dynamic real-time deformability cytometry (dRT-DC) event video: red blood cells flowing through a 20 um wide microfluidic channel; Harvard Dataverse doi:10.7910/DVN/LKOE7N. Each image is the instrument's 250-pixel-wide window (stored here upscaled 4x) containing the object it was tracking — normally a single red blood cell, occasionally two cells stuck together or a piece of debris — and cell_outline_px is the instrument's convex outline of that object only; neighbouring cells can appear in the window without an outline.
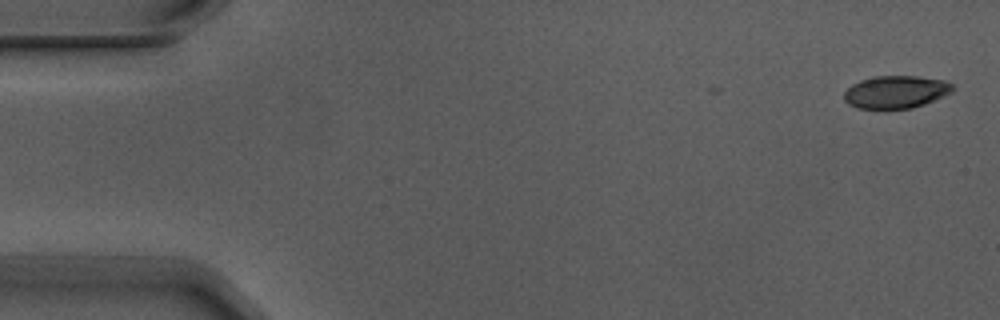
{"species": "Egyptian fruit bat (a non-hibernating species)", "species_latin": "Rousettus aegyptiacus", "temperature_condition": "warm", "stored_images_in_passage": 4, "segment_of_instrument_passage": [2, 2], "camera_frame_rate_fps": 3000, "um_per_image_px": 0.085, "animal": {"sex": "male"}, "frame": {"image": 1, "passage_image": 4, "time_ms": 1.0, "image_size_px": [1000, 320], "cell_outline_px": [[956, 88], [952, 92], [924, 104], [912, 108], [856, 108], [848, 104], [844, 100], [844, 92], [852, 84], [860, 80], [876, 76], [916, 76], [944, 80], [952, 84]], "centroid_in_image_um": [76.15, 7.81], "position_along_channel_um": 8.9, "area_um2": 20.58}}